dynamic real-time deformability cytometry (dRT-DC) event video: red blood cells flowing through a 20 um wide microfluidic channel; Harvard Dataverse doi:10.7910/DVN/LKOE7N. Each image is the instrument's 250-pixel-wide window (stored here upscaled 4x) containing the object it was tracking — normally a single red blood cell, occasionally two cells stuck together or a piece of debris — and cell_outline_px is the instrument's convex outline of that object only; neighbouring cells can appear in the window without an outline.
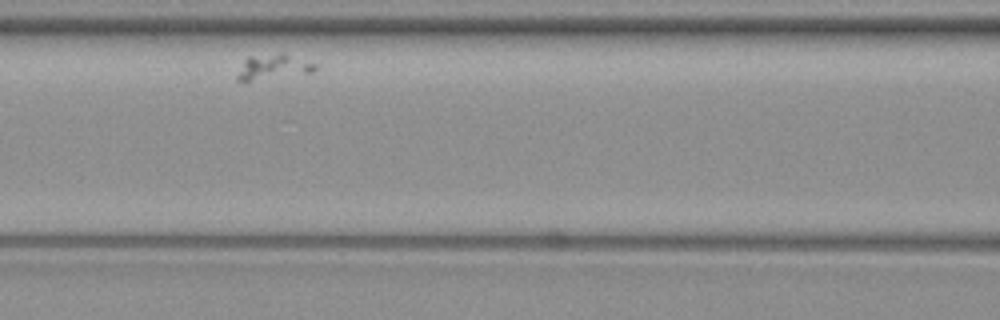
{"species": "common noctule bat (a hibernating species)", "species_latin": "Nyctalus noctula", "temperature_condition": "warm", "stored_images_in_passage": 13, "camera_frame_rate_fps": 3000, "um_per_image_px": 0.085, "animal": {"sex": "female", "body_mass_g": 19.3, "forearm_length_mm": 54.1}, "frame": {"image": 1, "passage_image": 9, "time_ms": 2.667, "image_size_px": [1000, 320], "cell_outline_px": [[316, 68], [312, 72], [244, 84], [236, 76], [244, 60], [248, 56], [280, 52], [316, 64]], "centroid_in_image_um": [23.15, 5.73], "position_along_channel_um": 143.4, "area_um2": 11.79}}